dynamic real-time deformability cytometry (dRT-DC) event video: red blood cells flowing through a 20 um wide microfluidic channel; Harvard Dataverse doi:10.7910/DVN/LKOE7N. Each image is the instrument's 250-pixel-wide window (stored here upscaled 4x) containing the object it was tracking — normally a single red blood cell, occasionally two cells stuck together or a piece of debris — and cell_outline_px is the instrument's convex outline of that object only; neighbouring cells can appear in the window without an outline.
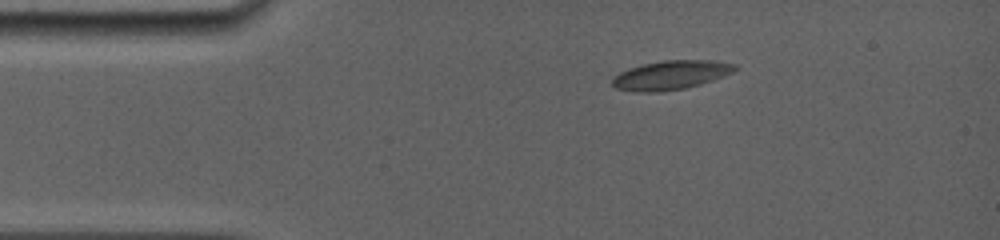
{"species": "common noctule bat (a hibernating species)", "species_latin": "Nyctalus noctula", "temperature_condition": "room temperature", "stored_images_in_passage": 35, "camera_frame_rate_fps": 5000, "um_per_image_px": 0.085, "animal": {"sex": "female", "body_mass_g": 19.0, "forearm_length_mm": 56.7}, "frame": {"image": 1, "passage_image": 1, "time_ms": 0.0, "image_size_px": [1000, 240], "cell_outline_px": [[740, 68], [724, 76], [700, 84], [684, 88], [656, 92], [632, 92], [616, 88], [612, 84], [612, 80], [620, 72], [628, 68], [644, 64], [664, 60], [716, 60], [736, 64]], "centroid_in_image_um": [57.05, 6.37], "position_along_channel_um": 28.0, "area_um2": 20.75}}
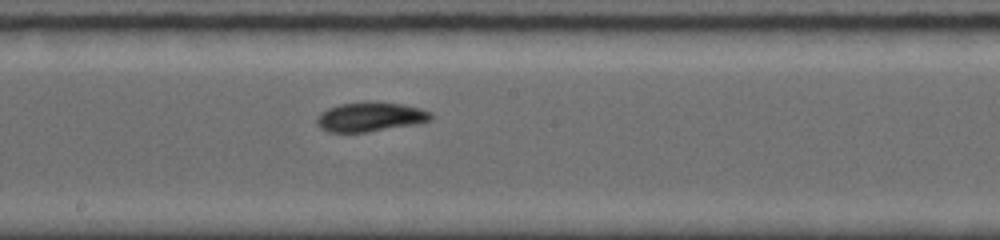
{"frame": {"image": 2, "passage_image": 20, "time_ms": 6.0, "image_size_px": [1000, 240], "cell_outline_px": [[436, 116], [432, 120], [420, 124], [368, 132], [328, 132], [320, 128], [316, 124], [316, 116], [320, 112], [328, 108], [340, 104], [404, 104], [420, 108], [432, 112]], "centroid_in_image_um": [31.52, 9.98], "position_along_channel_um": 216.7, "area_um2": 19.36}}
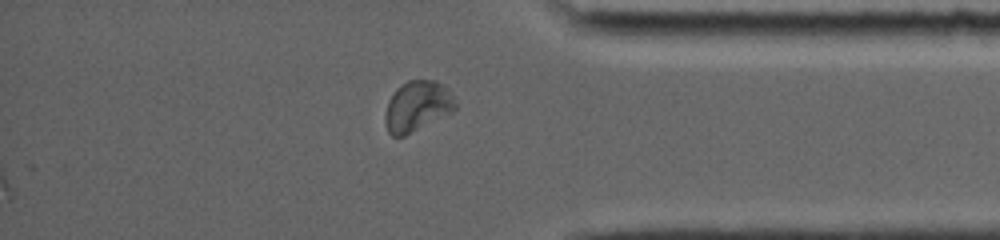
{"frame": {"image": 3, "passage_image": 35, "time_ms": 10.8, "image_size_px": [1000, 240], "cell_outline_px": [[456, 108], [452, 112], [404, 136], [392, 136], [388, 132], [384, 120], [384, 116], [388, 100], [396, 88], [408, 80], [436, 80], [444, 84], [456, 100]], "centroid_in_image_um": [35.46, 9.01], "position_along_channel_um": 399.7, "area_um2": 20.75}, "authors_computed_cell_mechanics": {"area_um2": 19.652, "velocity_mm_per_s": 3.9144, "shape_relaxation_time_tau1_ms": 7.1726, "shape_relaxation_time_tau2_ms": 4.2902, "deformation_change_tau1": 0.1853, "deformation_change_tau2": 0.0961}}